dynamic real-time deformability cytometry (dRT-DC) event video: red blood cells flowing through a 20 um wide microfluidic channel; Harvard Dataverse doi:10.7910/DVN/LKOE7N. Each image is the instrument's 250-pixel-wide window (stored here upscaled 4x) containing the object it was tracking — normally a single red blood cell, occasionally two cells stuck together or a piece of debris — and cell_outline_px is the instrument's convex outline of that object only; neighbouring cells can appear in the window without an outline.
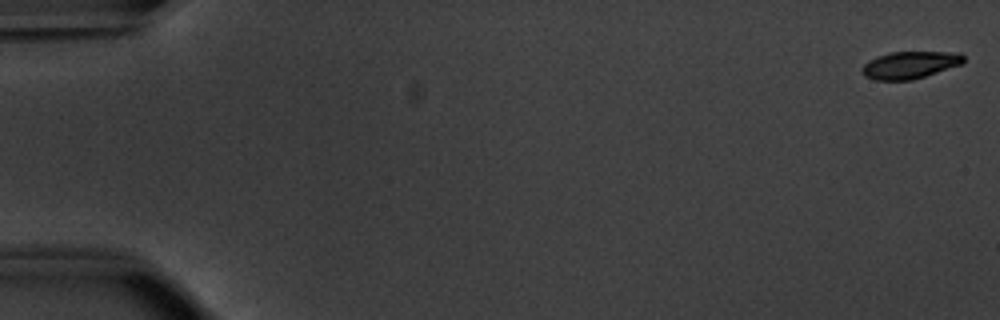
{"species": "common noctule bat (a hibernating species)", "species_latin": "Nyctalus noctula", "temperature_condition": "warm", "stored_images_in_passage": 53, "camera_frame_rate_fps": 3000, "um_per_image_px": 0.085, "animal": {"sex": "male", "body_mass_g": 20.1, "forearm_length_mm": 53.5}, "frame": {"image": 1, "passage_image": 1, "time_ms": 0.0, "image_size_px": [1000, 320], "cell_outline_px": [[964, 64], [912, 80], [876, 80], [864, 76], [860, 72], [860, 68], [868, 60], [876, 56], [888, 52], [960, 52], [964, 56]], "centroid_in_image_um": [77.33, 5.52], "position_along_channel_um": 7.7, "area_um2": 16.42}}
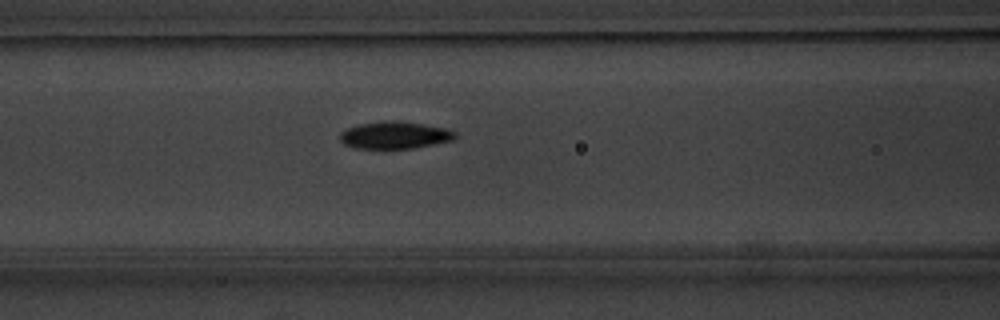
{"frame": {"image": 2, "passage_image": 23, "time_ms": 7.333, "image_size_px": [1000, 320], "cell_outline_px": [[456, 136], [452, 140], [412, 148], [356, 148], [344, 144], [340, 140], [340, 132], [356, 124], [380, 120], [400, 120], [448, 128], [456, 132]], "centroid_in_image_um": [33.53, 11.46], "position_along_channel_um": 133.1, "area_um2": 18.44}}
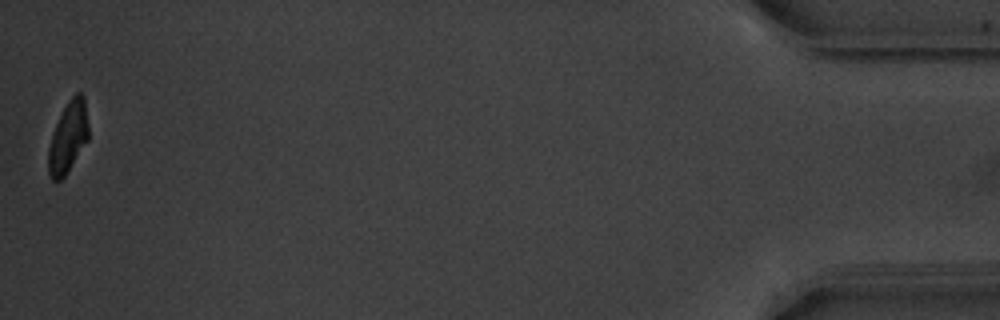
{"frame": {"image": 3, "passage_image": 53, "time_ms": 17.333, "image_size_px": [1000, 320], "cell_outline_px": [[88, 140], [64, 176], [60, 180], [52, 180], [48, 172], [48, 148], [56, 124], [68, 100], [76, 92], [80, 92], [84, 96], [88, 124]], "centroid_in_image_um": [5.79, 11.65], "position_along_channel_um": 429.4, "area_um2": 16.36}, "authors_computed_cell_mechanics": {"area_um2": 18.0336, "velocity_mm_per_s": 3.8438, "shape_relaxation_time_tau1_ms": 2.4448, "shape_relaxation_time_tau2_ms": null, "deformation_change_tau1": 0.144, "deformation_change_tau2": null}}